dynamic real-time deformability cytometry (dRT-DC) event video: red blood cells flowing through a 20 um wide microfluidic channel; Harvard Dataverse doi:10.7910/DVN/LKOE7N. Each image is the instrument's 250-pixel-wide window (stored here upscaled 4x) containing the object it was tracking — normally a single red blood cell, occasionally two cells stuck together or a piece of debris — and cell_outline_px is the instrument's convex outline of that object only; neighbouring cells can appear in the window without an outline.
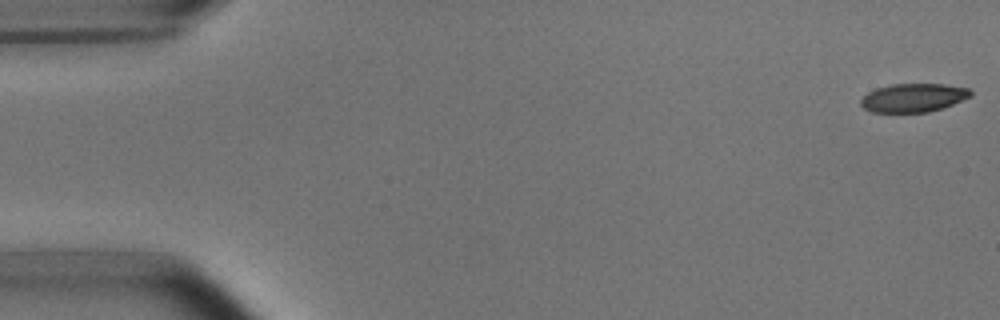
{"species": "common noctule bat (a hibernating species)", "species_latin": "Nyctalus noctula", "temperature_condition": "room temperature", "stored_images_in_passage": 52, "camera_frame_rate_fps": 3000, "um_per_image_px": 0.085, "animal": {"sex": "male", "body_mass_g": 15.6}, "frame": {"image": 1, "passage_image": 1, "time_ms": 0.0, "image_size_px": [1000, 320], "cell_outline_px": [[972, 96], [952, 104], [928, 112], [872, 112], [864, 108], [860, 104], [860, 100], [868, 92], [876, 88], [892, 84], [944, 84], [968, 88], [972, 92]], "centroid_in_image_um": [77.62, 8.3], "position_along_channel_um": 7.4, "area_um2": 18.15}}
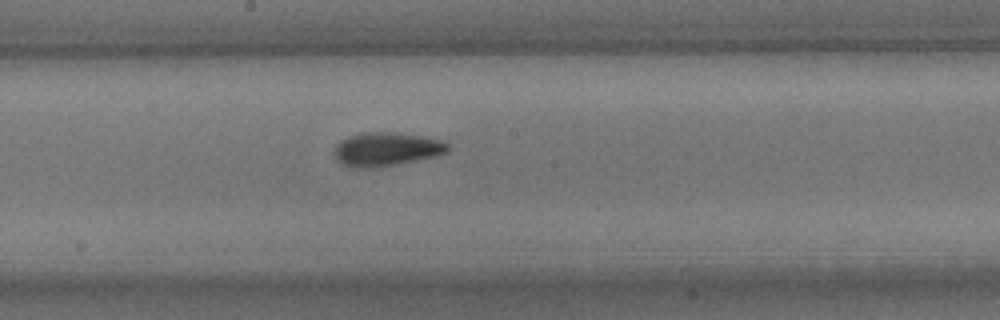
{"frame": {"image": 2, "passage_image": 28, "time_ms": 9.0, "image_size_px": [1000, 320], "cell_outline_px": [[452, 148], [448, 152], [436, 156], [396, 164], [372, 168], [348, 168], [340, 164], [336, 160], [332, 152], [336, 144], [340, 140], [348, 136], [360, 132], [392, 132], [420, 136], [444, 140]], "centroid_in_image_um": [32.79, 12.69], "position_along_channel_um": 215.4, "area_um2": 22.77}}
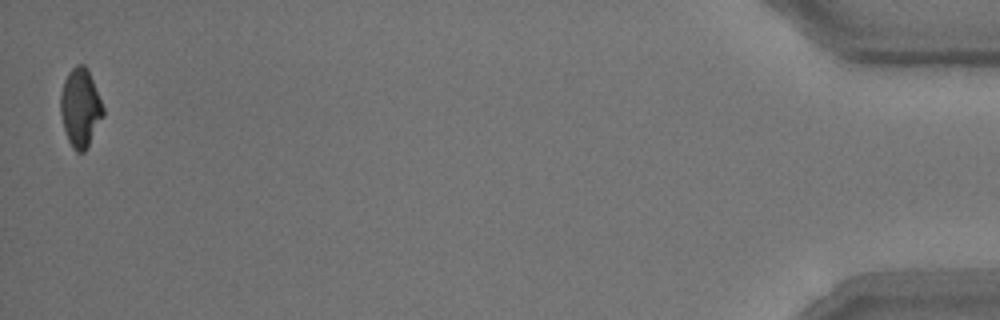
{"frame": {"image": 3, "passage_image": 52, "time_ms": 17.0, "image_size_px": [1000, 320], "cell_outline_px": [[104, 116], [84, 152], [76, 152], [72, 148], [68, 140], [64, 128], [60, 112], [60, 96], [64, 80], [68, 72], [76, 64], [84, 64], [88, 68], [104, 108]], "centroid_in_image_um": [6.83, 9.13], "position_along_channel_um": 428.4, "area_um2": 19.54}, "authors_computed_cell_mechanics": {"area_um2": 20.3745, "velocity_mm_per_s": 3.7992, "shape_relaxation_time_tau1_ms": 4.0538, "shape_relaxation_time_tau2_ms": 2.5272, "deformation_change_tau1": 0.1405, "deformation_change_tau2": 0.0885}}